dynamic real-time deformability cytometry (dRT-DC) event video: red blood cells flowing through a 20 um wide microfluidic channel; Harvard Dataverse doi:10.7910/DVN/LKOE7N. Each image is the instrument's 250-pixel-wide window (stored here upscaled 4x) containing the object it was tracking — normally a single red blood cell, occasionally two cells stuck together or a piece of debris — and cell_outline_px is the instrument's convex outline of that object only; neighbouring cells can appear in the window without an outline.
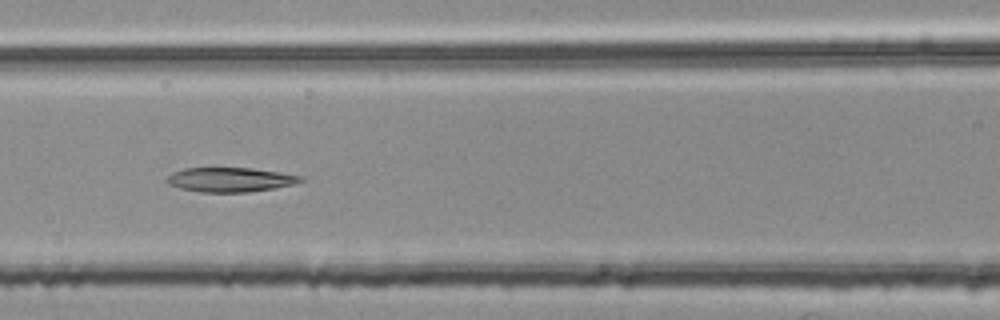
{"species": "common noctule bat (a hibernating species)", "species_latin": "Nyctalus noctula", "temperature_condition": "room temperature", "stored_images_in_passage": 42, "camera_frame_rate_fps": 3000, "um_per_image_px": 0.085, "animal": {"sex": "female", "body_mass_g": 25.1}, "frame": {"image": 1, "passage_image": 13, "time_ms": 4.0, "image_size_px": [1000, 320], "cell_outline_px": [[304, 180], [292, 184], [276, 188], [248, 192], [200, 192], [180, 188], [168, 184], [164, 180], [168, 176], [184, 168], [252, 168], [304, 176]], "centroid_in_image_um": [19.57, 15.27], "position_along_channel_um": 147.0, "area_um2": 18.96}}
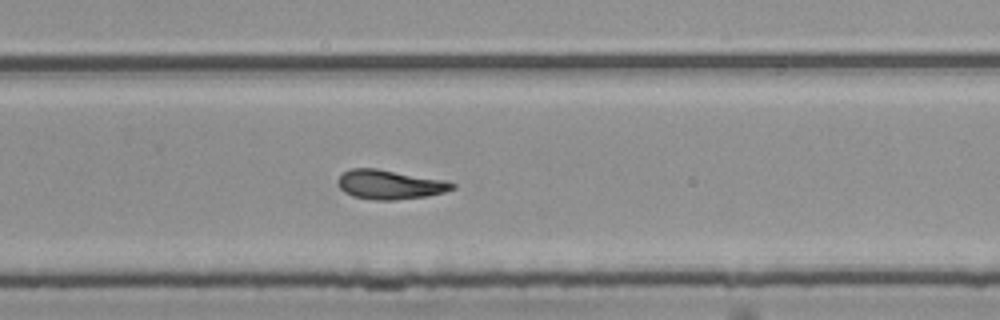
{"frame": {"image": 2, "passage_image": 25, "time_ms": 8.0, "image_size_px": [1000, 320], "cell_outline_px": [[456, 188], [444, 192], [424, 196], [396, 200], [376, 200], [352, 196], [344, 192], [340, 188], [340, 176], [344, 172], [352, 168], [376, 168], [448, 180], [456, 184]], "centroid_in_image_um": [33.19, 15.68], "position_along_channel_um": 296.6, "area_um2": 19.48}}
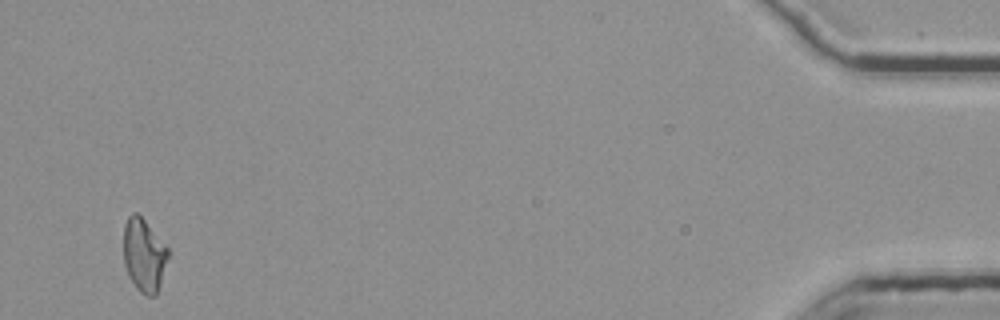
{"frame": {"image": 3, "passage_image": 42, "time_ms": 13.667, "image_size_px": [1000, 320], "cell_outline_px": [[168, 256], [160, 284], [156, 296], [148, 296], [140, 292], [136, 288], [124, 264], [124, 224], [128, 216], [132, 212], [136, 212], [144, 220], [168, 248]], "centroid_in_image_um": [12.23, 21.68], "position_along_channel_um": 423.0, "area_um2": 18.67}, "authors_computed_cell_mechanics": {"area_um2": 19.1896, "velocity_mm_per_s": 3.749, "shape_relaxation_time_tau1_ms": null, "shape_relaxation_time_tau2_ms": 9.0623, "deformation_change_tau1": null, "deformation_change_tau2": 0.2029}}